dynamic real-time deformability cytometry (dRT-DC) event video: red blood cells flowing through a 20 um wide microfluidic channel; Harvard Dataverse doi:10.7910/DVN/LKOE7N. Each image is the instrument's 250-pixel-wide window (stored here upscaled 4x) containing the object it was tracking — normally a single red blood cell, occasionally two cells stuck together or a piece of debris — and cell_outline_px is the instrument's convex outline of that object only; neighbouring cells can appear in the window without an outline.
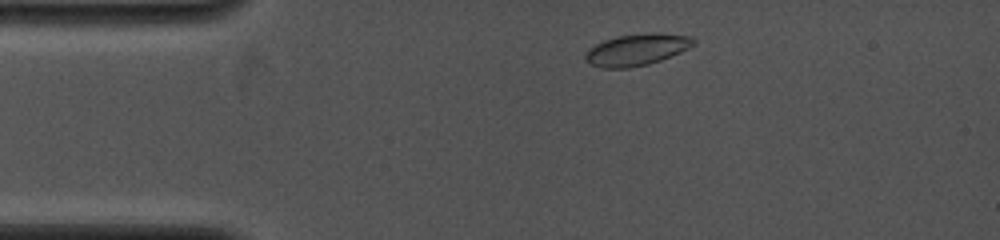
{"species": "common noctule bat (a hibernating species)", "species_latin": "Nyctalus noctula", "temperature_condition": "cold", "stored_images_in_passage": 2, "camera_frame_rate_fps": 4000, "um_per_image_px": 0.085, "animal": {"sex": "female", "body_mass_g": 19.0, "forearm_length_mm": 53.3}, "frame": {"image": 1, "passage_image": 1, "time_ms": 0.0, "image_size_px": [1000, 240], "cell_outline_px": [[696, 44], [680, 52], [660, 60], [648, 64], [628, 68], [600, 68], [592, 64], [584, 56], [588, 48], [604, 40], [616, 36], [648, 32], [652, 32], [692, 36], [696, 40]], "centroid_in_image_um": [54.14, 4.2], "position_along_channel_um": 30.9, "area_um2": 20.0}}